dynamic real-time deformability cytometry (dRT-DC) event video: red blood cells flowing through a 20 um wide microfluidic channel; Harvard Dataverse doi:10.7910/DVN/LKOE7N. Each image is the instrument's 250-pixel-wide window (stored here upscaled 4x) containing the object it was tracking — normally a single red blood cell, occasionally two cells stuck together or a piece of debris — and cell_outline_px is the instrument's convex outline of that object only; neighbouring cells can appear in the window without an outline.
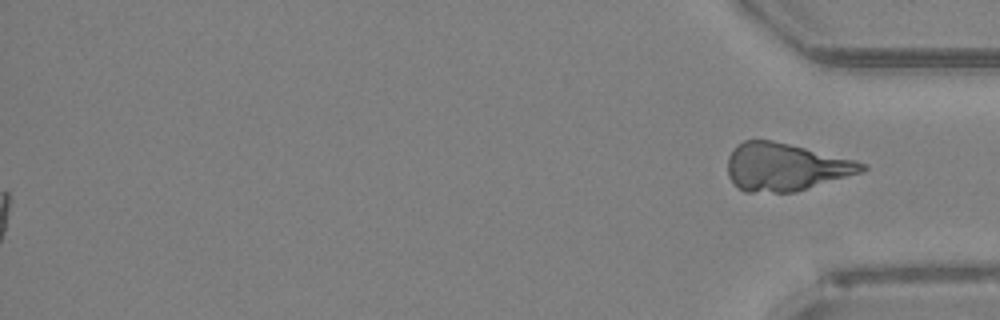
{"species": "Egyptian fruit bat (a non-hibernating species)", "species_latin": "Rousettus aegyptiacus", "temperature_condition": "room temperature", "stored_images_in_passage": 52, "segment_of_instrument_passage": [2, 2], "camera_frame_rate_fps": 3000, "um_per_image_px": 0.085, "animal": {"sex": "female"}, "frame": {"image": 1, "passage_image": 52, "time_ms": 17.0, "image_size_px": [1000, 320], "cell_outline_px": [[868, 168], [860, 172], [796, 192], [744, 192], [728, 176], [728, 156], [732, 148], [736, 144], [744, 140], [772, 140], [856, 160], [868, 164]], "centroid_in_image_um": [66.74, 14.18], "position_along_channel_um": 368.5, "area_um2": 37.17}}